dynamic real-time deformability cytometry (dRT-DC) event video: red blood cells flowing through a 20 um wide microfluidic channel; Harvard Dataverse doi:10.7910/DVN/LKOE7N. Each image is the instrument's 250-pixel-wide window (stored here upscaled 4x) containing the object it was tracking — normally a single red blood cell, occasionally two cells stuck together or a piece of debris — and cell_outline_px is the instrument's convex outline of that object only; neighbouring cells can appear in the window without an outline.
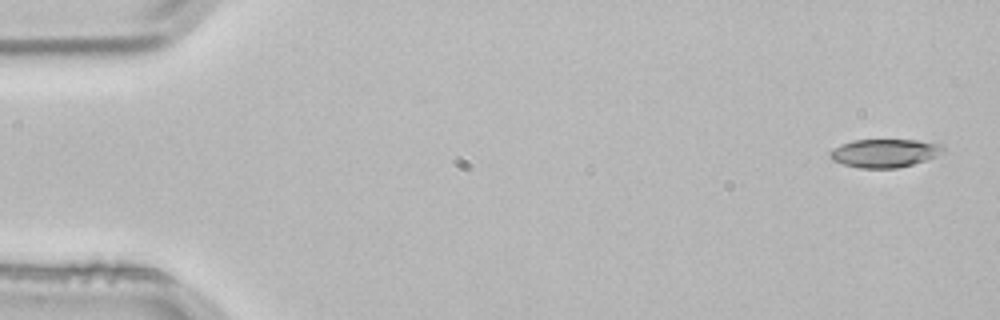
{"species": "common noctule bat (a hibernating species)", "species_latin": "Nyctalus noctula", "temperature_condition": "room temperature", "stored_images_in_passage": 3, "camera_frame_rate_fps": 3000, "um_per_image_px": 0.085, "animal": {"sex": "male", "body_mass_g": 21.5, "forearm_length_mm": 52.0}, "frame": {"image": 1, "passage_image": 1, "time_ms": 0.0, "image_size_px": [1000, 320], "cell_outline_px": [[944, 152], [936, 156], [912, 164], [896, 168], [860, 168], [844, 164], [832, 160], [828, 156], [828, 152], [832, 148], [840, 144], [852, 140], [916, 140], [944, 144]], "centroid_in_image_um": [75.16, 13.0], "position_along_channel_um": 9.8, "area_um2": 18.79}}
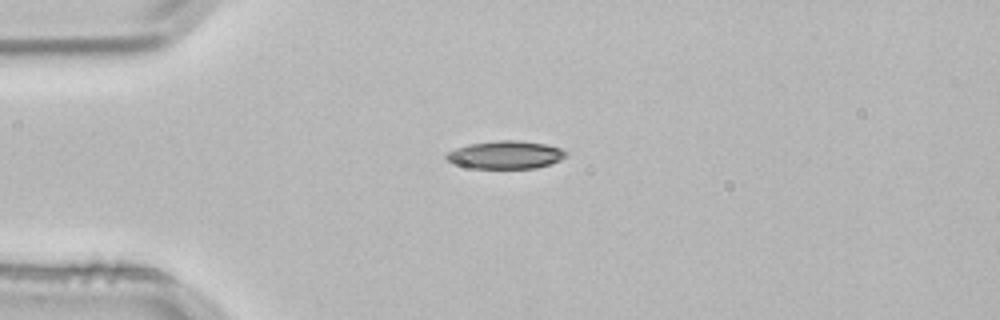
{"frame": {"image": 2, "passage_image": 3, "time_ms": 0.667, "image_size_px": [1000, 320], "cell_outline_px": [[568, 156], [560, 160], [536, 168], [472, 168], [456, 164], [448, 160], [444, 156], [448, 152], [456, 148], [468, 144], [496, 140], [520, 140], [544, 144], [560, 148], [568, 152]], "centroid_in_image_um": [42.99, 13.15], "position_along_channel_um": 42.0, "area_um2": 19.42}}